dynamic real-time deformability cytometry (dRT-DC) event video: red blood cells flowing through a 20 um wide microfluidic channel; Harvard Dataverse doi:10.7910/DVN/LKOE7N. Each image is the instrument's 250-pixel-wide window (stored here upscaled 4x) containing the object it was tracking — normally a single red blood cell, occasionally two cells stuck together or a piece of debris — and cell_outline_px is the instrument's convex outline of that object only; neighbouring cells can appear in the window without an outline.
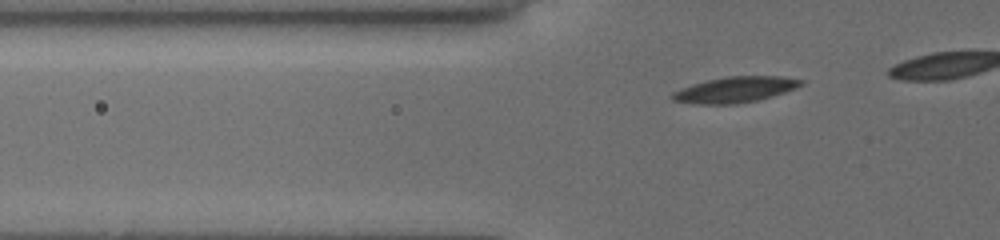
{"species": "common noctule bat (a hibernating species)", "species_latin": "Nyctalus noctula", "temperature_condition": "cold", "stored_images_in_passage": 7, "camera_frame_rate_fps": 3000, "um_per_image_px": 0.085, "animal": {"sex": "female", "body_mass_g": 19.5, "forearm_length_mm": 54.1}, "frame": {"image": 1, "passage_image": 3, "time_ms": 1.0, "image_size_px": [1000, 240], "cell_outline_px": [[804, 84], [784, 92], [756, 100], [732, 104], [700, 104], [672, 100], [668, 96], [672, 92], [680, 88], [692, 84], [708, 80], [728, 76], [780, 76], [804, 80]], "centroid_in_image_um": [62.44, 7.61], "position_along_channel_um": 63.4, "area_um2": 19.13}}
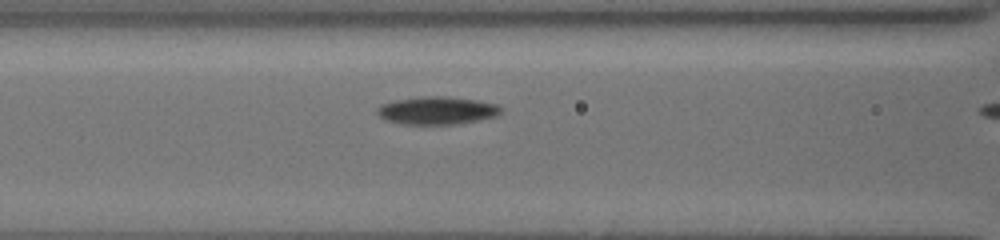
{"frame": {"image": 2, "passage_image": 6, "time_ms": 3.0, "image_size_px": [1000, 240], "cell_outline_px": [[504, 108], [496, 116], [480, 120], [460, 124], [404, 124], [388, 120], [380, 116], [376, 112], [384, 104], [396, 100], [420, 96], [448, 96], [476, 100], [496, 104]], "centroid_in_image_um": [37.22, 9.39], "position_along_channel_um": 129.4, "area_um2": 19.94}}